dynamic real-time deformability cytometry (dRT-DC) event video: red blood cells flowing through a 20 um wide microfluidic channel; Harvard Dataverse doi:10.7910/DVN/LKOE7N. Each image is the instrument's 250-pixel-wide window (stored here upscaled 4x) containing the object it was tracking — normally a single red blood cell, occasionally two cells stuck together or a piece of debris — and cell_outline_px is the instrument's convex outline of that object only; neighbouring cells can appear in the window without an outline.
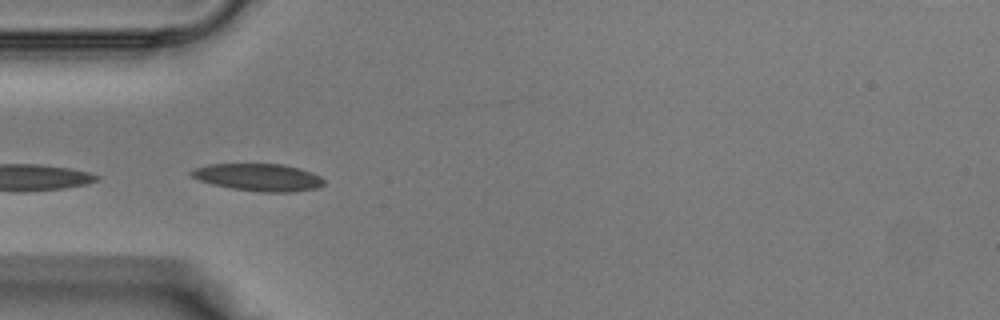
{"species": "Egyptian fruit bat (a non-hibernating species)", "species_latin": "Rousettus aegyptiacus", "temperature_condition": "warm", "stored_images_in_passage": 39, "camera_frame_rate_fps": 3000, "um_per_image_px": 0.085, "animal": {"sex": "male"}, "frame": {"image": 1, "passage_image": 12, "time_ms": 3.667, "image_size_px": [1000, 320], "cell_outline_px": [[324, 184], [316, 188], [292, 192], [260, 192], [232, 188], [212, 184], [200, 180], [192, 176], [188, 172], [196, 168], [208, 164], [284, 164], [300, 168], [312, 172], [320, 176], [324, 180]], "centroid_in_image_um": [21.99, 15.06], "position_along_channel_um": 63.0, "area_um2": 21.1}}